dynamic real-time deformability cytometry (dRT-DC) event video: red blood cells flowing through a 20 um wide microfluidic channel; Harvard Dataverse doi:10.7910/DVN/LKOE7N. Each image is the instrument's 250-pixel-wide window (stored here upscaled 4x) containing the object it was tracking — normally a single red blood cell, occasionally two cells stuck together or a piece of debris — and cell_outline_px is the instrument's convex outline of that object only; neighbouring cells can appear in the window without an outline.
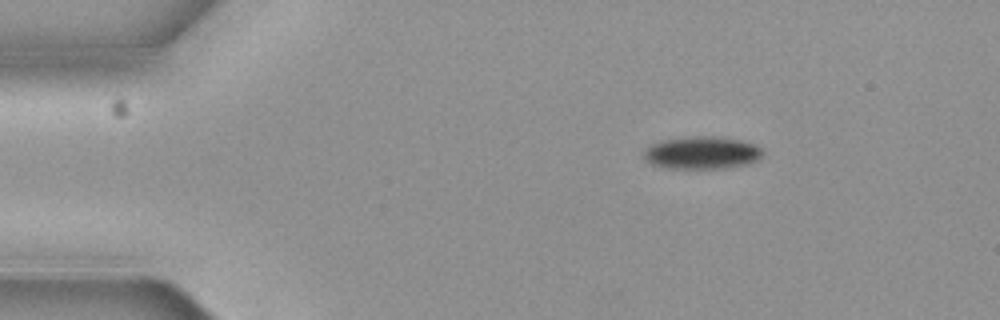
{"species": "common noctule bat (a hibernating species)", "species_latin": "Nyctalus noctula", "temperature_condition": "cold", "stored_images_in_passage": 3, "camera_frame_rate_fps": 3000, "um_per_image_px": 0.085, "animal": {"sex": "female", "body_mass_g": 19.3, "forearm_length_mm": 54.1}, "frame": {"image": 1, "passage_image": 1, "time_ms": 0.0, "image_size_px": [1000, 320], "cell_outline_px": [[764, 156], [760, 160], [748, 164], [728, 168], [672, 168], [652, 164], [644, 156], [644, 152], [652, 144], [664, 140], [696, 136], [712, 136], [740, 140], [752, 144], [760, 148], [764, 152]], "centroid_in_image_um": [59.75, 12.99], "position_along_channel_um": 25.3, "area_um2": 22.31}}